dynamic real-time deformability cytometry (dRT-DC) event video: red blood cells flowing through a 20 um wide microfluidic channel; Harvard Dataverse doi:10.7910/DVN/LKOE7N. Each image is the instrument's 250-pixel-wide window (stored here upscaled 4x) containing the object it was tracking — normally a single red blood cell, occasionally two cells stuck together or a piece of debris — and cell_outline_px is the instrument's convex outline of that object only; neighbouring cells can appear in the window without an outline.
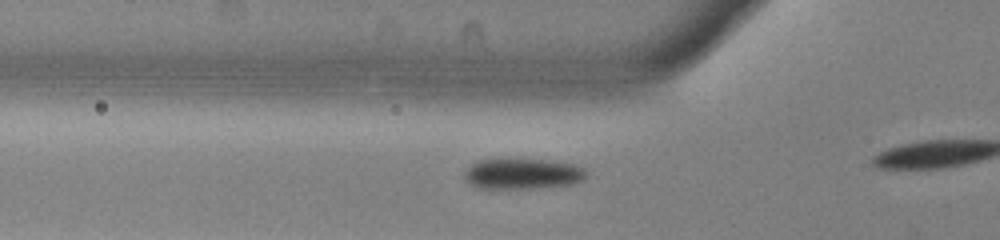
{"species": "common noctule bat (a hibernating species)", "species_latin": "Nyctalus noctula", "temperature_condition": "warm", "stored_images_in_passage": 19, "camera_frame_rate_fps": 3000, "um_per_image_px": 0.085, "animal": {"sex": "male", "body_mass_g": 13.0, "forearm_length_mm": 53.1}, "frame": {"image": 1, "passage_image": 14, "time_ms": 4.333, "image_size_px": [1000, 240], "cell_outline_px": [[588, 176], [584, 180], [572, 184], [536, 188], [476, 188], [464, 176], [464, 172], [472, 164], [480, 160], [544, 160], [572, 164], [584, 168]], "centroid_in_image_um": [44.46, 14.79], "position_along_channel_um": 81.3, "area_um2": 21.39}}